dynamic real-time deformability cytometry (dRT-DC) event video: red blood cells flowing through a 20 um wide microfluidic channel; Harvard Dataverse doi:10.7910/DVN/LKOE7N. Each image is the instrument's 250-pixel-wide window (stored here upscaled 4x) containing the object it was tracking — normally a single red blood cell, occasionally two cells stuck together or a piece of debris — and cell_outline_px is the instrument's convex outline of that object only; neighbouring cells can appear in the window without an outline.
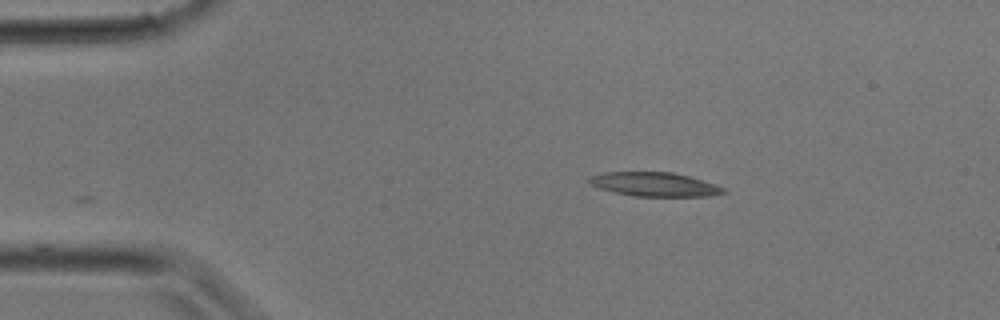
{"species": "common noctule bat (a hibernating species)", "species_latin": "Nyctalus noctula", "temperature_condition": "room temperature", "stored_images_in_passage": 18, "camera_frame_rate_fps": 3000, "um_per_image_px": 0.085, "animal": {"sex": "male", "body_mass_g": 17.9}, "frame": {"image": 1, "passage_image": 1, "time_ms": 0.0, "image_size_px": [1000, 320], "cell_outline_px": [[728, 192], [708, 196], [636, 196], [616, 192], [600, 188], [592, 184], [588, 180], [588, 176], [604, 172], [672, 172], [688, 176], [716, 184], [724, 188]], "centroid_in_image_um": [55.65, 15.66], "position_along_channel_um": 29.3, "area_um2": 18.61}}
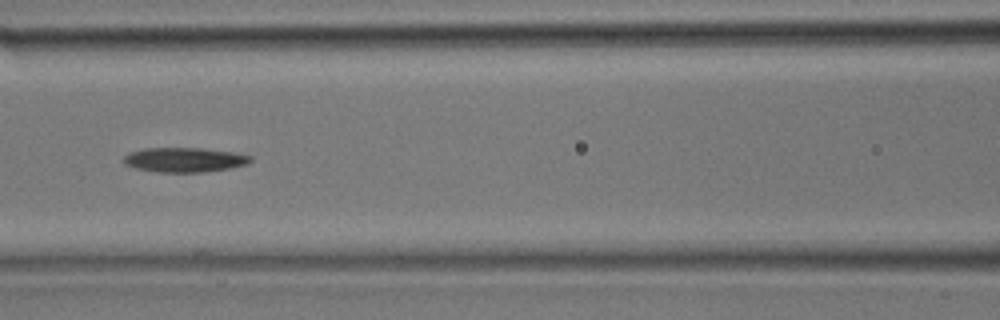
{"frame": {"image": 2, "passage_image": 9, "time_ms": 2.667, "image_size_px": [1000, 320], "cell_outline_px": [[252, 160], [248, 164], [228, 168], [204, 172], [152, 172], [136, 168], [124, 164], [124, 156], [128, 152], [144, 148], [200, 148], [236, 152], [252, 156]], "centroid_in_image_um": [15.67, 13.58], "position_along_channel_um": 150.9, "area_um2": 18.32}}
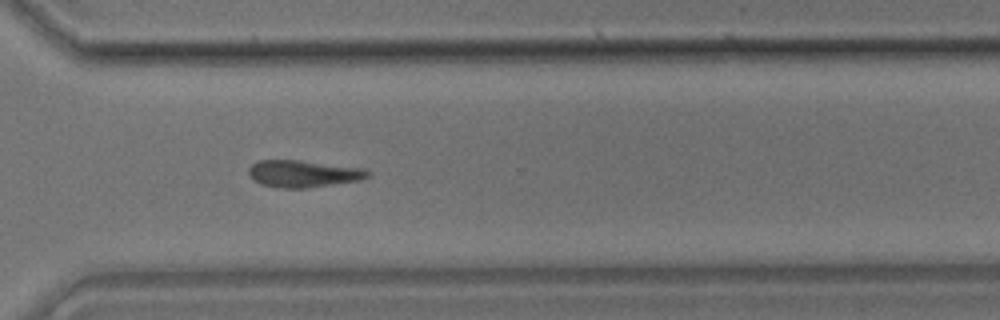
{"frame": {"image": 3, "passage_image": 18, "time_ms": 5.667, "image_size_px": [1000, 320], "cell_outline_px": [[372, 176], [364, 180], [308, 188], [284, 188], [260, 184], [248, 172], [248, 168], [252, 164], [260, 160], [300, 160], [364, 168], [372, 172]], "centroid_in_image_um": [25.88, 14.76], "position_along_channel_um": 344.7, "area_um2": 18.96}}